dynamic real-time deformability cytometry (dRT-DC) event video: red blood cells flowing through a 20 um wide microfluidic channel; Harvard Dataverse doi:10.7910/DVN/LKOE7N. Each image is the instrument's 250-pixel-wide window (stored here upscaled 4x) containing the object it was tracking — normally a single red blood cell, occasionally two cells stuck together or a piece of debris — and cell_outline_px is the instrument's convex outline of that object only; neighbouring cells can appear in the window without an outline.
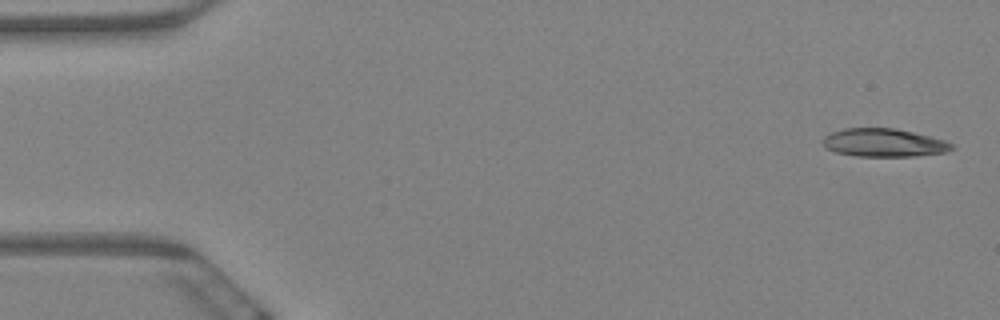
{"species": "Egyptian fruit bat (a non-hibernating species)", "species_latin": "Rousettus aegyptiacus", "temperature_condition": "warm", "stored_images_in_passage": 8, "camera_frame_rate_fps": 3000, "um_per_image_px": 0.085, "animal": {"sex": "female"}, "frame": {"image": 1, "passage_image": 1, "time_ms": 0.0, "image_size_px": [1000, 320], "cell_outline_px": [[956, 148], [948, 152], [916, 156], [856, 156], [836, 152], [824, 148], [824, 136], [832, 132], [844, 128], [896, 128], [944, 140], [952, 144]], "centroid_in_image_um": [75.14, 12.13], "position_along_channel_um": 9.9, "area_um2": 21.15}}
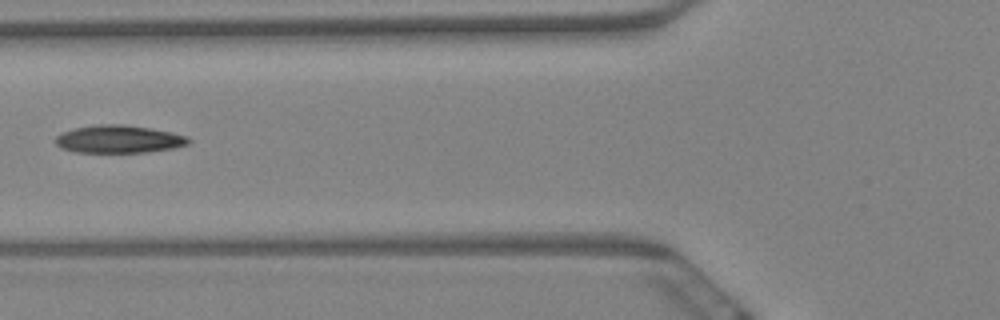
{"frame": {"image": 2, "passage_image": 7, "time_ms": 2.0, "image_size_px": [1000, 320], "cell_outline_px": [[192, 140], [188, 144], [172, 148], [148, 152], [76, 152], [60, 148], [52, 140], [56, 136], [64, 132], [76, 128], [96, 124], [124, 124], [152, 128], [172, 132], [188, 136]], "centroid_in_image_um": [10.1, 11.82], "position_along_channel_um": 115.7, "area_um2": 21.68}}
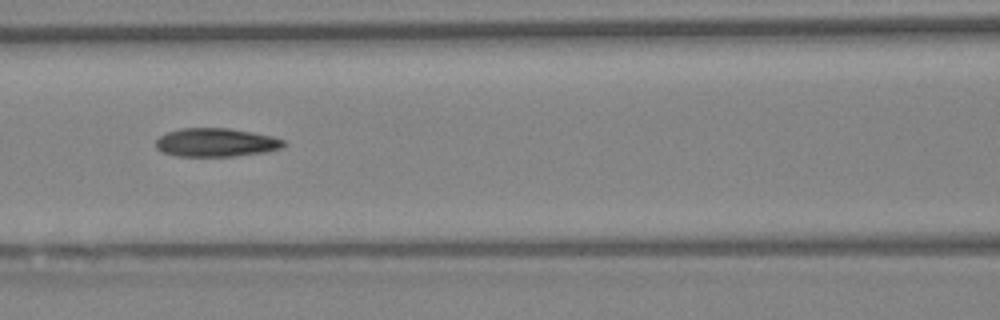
{"frame": {"image": 3, "passage_image": 8, "time_ms": 2.333, "image_size_px": [1000, 320], "cell_outline_px": [[284, 148], [264, 152], [232, 156], [176, 156], [164, 152], [156, 148], [156, 140], [160, 136], [168, 132], [180, 128], [228, 128], [252, 132], [272, 136], [284, 140]], "centroid_in_image_um": [18.36, 12.11], "position_along_channel_um": 148.2, "area_um2": 21.15}}